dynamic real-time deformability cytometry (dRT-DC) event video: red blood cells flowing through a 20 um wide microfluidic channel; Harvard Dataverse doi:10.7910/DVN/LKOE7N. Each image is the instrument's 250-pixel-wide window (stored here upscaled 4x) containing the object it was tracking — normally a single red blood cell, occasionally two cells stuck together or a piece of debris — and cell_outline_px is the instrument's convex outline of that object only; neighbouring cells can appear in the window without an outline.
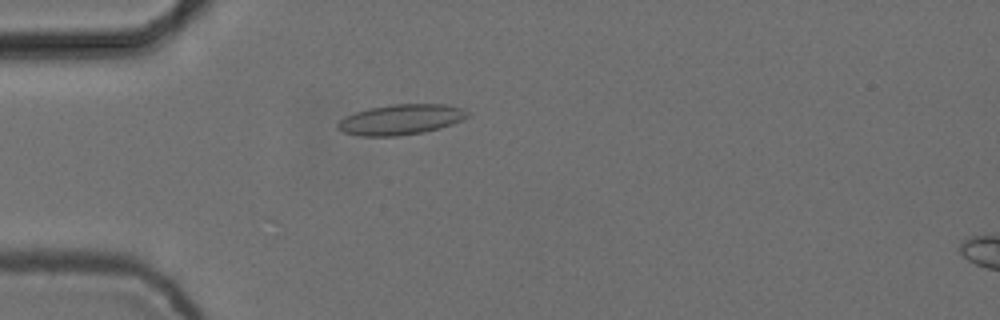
{"species": "common noctule bat (a hibernating species)", "species_latin": "Nyctalus noctula", "temperature_condition": "cold", "stored_images_in_passage": 3, "camera_frame_rate_fps": 3000, "um_per_image_px": 0.085, "animal": {"sex": "female", "body_mass_g": 24.6, "forearm_length_mm": 56.2}, "frame": {"image": 1, "passage_image": 2, "time_ms": 0.333, "image_size_px": [1000, 320], "cell_outline_px": [[468, 116], [452, 124], [440, 128], [424, 132], [396, 136], [360, 136], [344, 132], [336, 128], [336, 124], [340, 120], [356, 112], [368, 108], [392, 104], [444, 104], [464, 108], [468, 112]], "centroid_in_image_um": [34.07, 10.16], "position_along_channel_um": 50.9, "area_um2": 22.89}}